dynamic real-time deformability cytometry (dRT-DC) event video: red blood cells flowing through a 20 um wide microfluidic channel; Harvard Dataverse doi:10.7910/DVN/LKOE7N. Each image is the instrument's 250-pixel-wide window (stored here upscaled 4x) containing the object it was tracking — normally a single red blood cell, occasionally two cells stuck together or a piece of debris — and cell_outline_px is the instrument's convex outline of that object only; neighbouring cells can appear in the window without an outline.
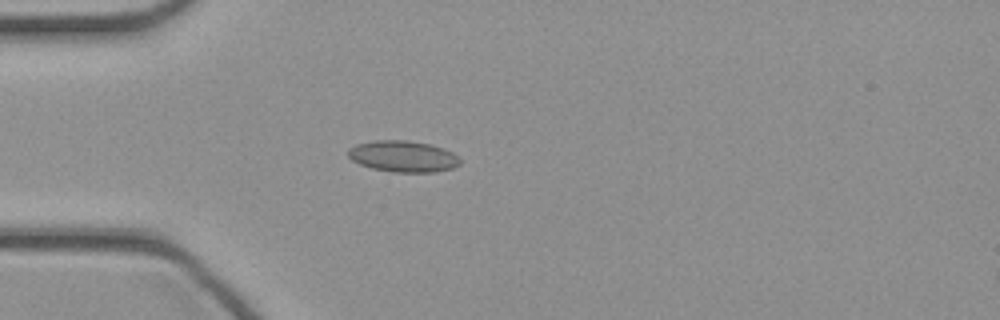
{"species": "common noctule bat (a hibernating species)", "species_latin": "Nyctalus noctula", "temperature_condition": "cold", "stored_images_in_passage": 46, "camera_frame_rate_fps": 3000, "um_per_image_px": 0.085, "animal": {"sex": "female", "body_mass_g": 21.9}, "frame": {"image": 1, "passage_image": 13, "time_ms": 4.0, "image_size_px": [1000, 320], "cell_outline_px": [[460, 164], [452, 168], [436, 172], [392, 172], [372, 168], [360, 164], [352, 160], [348, 156], [348, 148], [356, 144], [372, 140], [408, 140], [432, 144], [452, 152], [460, 156]], "centroid_in_image_um": [34.27, 13.28], "position_along_channel_um": 50.7, "area_um2": 20.63}}
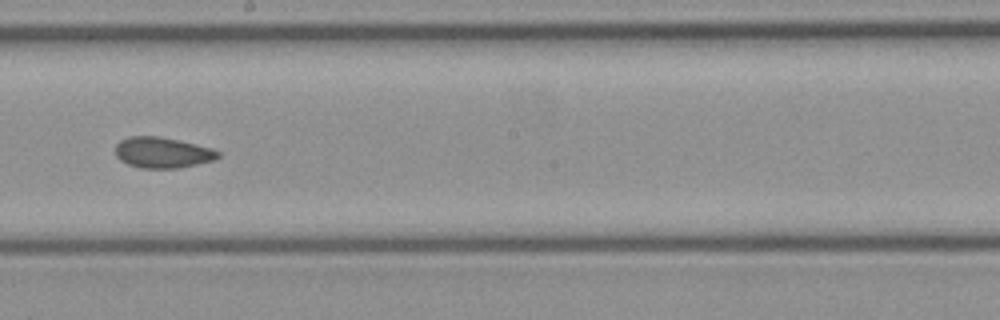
{"frame": {"image": 2, "passage_image": 26, "time_ms": 8.333, "image_size_px": [1000, 320], "cell_outline_px": [[220, 156], [216, 160], [180, 168], [140, 168], [128, 164], [120, 160], [116, 156], [116, 144], [120, 140], [128, 136], [160, 136], [196, 144], [212, 148], [220, 152]], "centroid_in_image_um": [13.82, 12.97], "position_along_channel_um": 234.4, "area_um2": 18.61}}
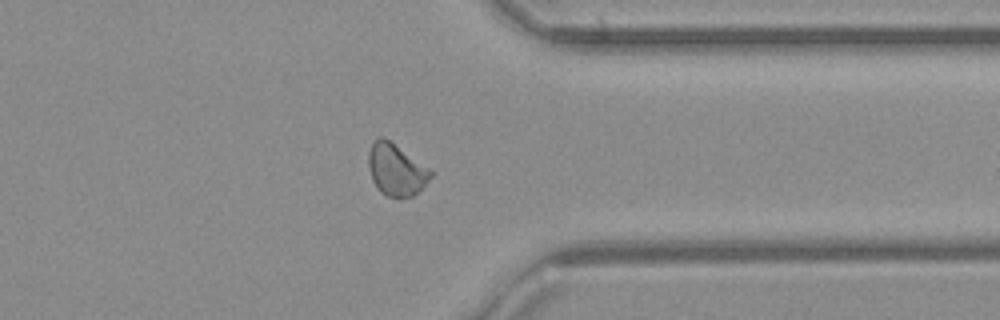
{"frame": {"image": 3, "passage_image": 36, "time_ms": 11.667, "image_size_px": [1000, 320], "cell_outline_px": [[432, 176], [420, 192], [412, 196], [388, 196], [380, 192], [372, 180], [368, 164], [368, 152], [372, 144], [380, 136], [384, 136], [432, 168]], "centroid_in_image_um": [33.71, 14.4], "position_along_channel_um": 377.7, "area_um2": 19.07}}